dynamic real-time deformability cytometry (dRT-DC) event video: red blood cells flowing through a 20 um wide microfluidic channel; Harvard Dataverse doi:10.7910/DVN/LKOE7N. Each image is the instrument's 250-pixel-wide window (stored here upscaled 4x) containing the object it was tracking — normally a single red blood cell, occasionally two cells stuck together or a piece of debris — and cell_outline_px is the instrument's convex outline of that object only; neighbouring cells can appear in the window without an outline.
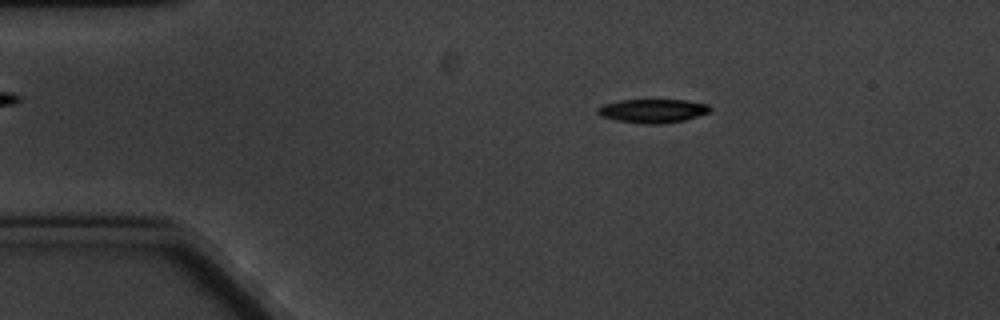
{"species": "common noctule bat (a hibernating species)", "species_latin": "Nyctalus noctula", "temperature_condition": "cold", "stored_images_in_passage": 6, "camera_frame_rate_fps": 3000, "um_per_image_px": 0.085, "animal": {"sex": "male", "body_mass_g": 20.1, "forearm_length_mm": 53.5}, "frame": {"image": 1, "passage_image": 3, "time_ms": 2.333, "image_size_px": [1000, 320], "cell_outline_px": [[712, 108], [708, 112], [684, 120], [660, 124], [648, 124], [616, 120], [600, 116], [596, 112], [596, 108], [604, 104], [620, 100], [684, 100], [708, 104]], "centroid_in_image_um": [55.44, 9.42], "position_along_channel_um": 29.6, "area_um2": 15.43}}
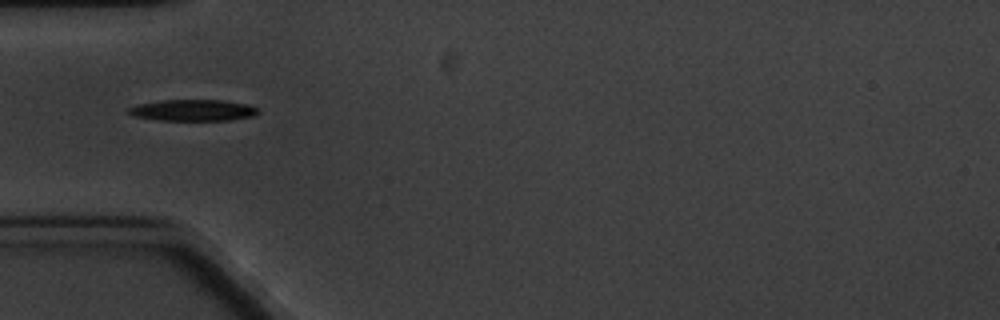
{"frame": {"image": 2, "passage_image": 5, "time_ms": 5.0, "image_size_px": [1000, 320], "cell_outline_px": [[260, 112], [252, 116], [228, 120], [160, 120], [132, 116], [128, 112], [128, 108], [140, 104], [160, 100], [220, 100], [248, 104], [260, 108]], "centroid_in_image_um": [16.43, 9.37], "position_along_channel_um": 68.6, "area_um2": 16.07}}